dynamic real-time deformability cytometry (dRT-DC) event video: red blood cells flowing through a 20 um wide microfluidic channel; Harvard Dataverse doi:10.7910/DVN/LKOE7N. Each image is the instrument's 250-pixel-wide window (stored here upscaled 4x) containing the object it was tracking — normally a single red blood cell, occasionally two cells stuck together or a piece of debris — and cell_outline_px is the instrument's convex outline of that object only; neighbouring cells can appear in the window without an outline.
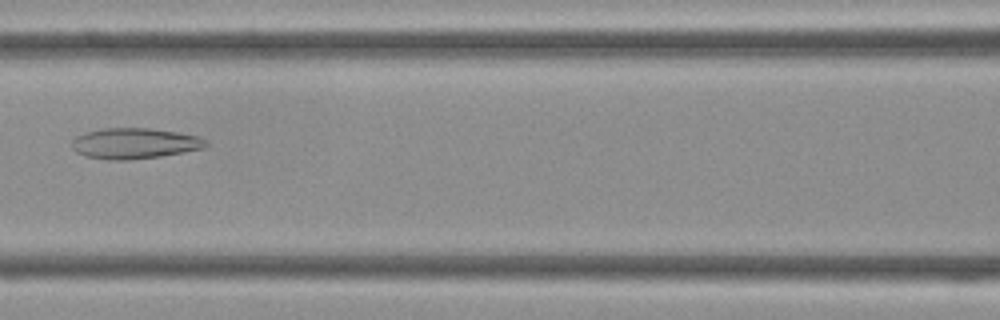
{"species": "Egyptian fruit bat (a non-hibernating species)", "species_latin": "Rousettus aegyptiacus", "temperature_condition": "cold", "stored_images_in_passage": 38, "camera_frame_rate_fps": 3000, "um_per_image_px": 0.085, "frame": {"image": 1, "passage_image": 14, "time_ms": 4.333, "image_size_px": [1000, 320], "cell_outline_px": [[208, 144], [204, 148], [160, 156], [128, 160], [104, 160], [84, 156], [76, 152], [72, 148], [72, 140], [76, 136], [88, 132], [104, 128], [152, 128], [200, 136]], "centroid_in_image_um": [11.41, 12.19], "position_along_channel_um": 155.2, "area_um2": 23.99}}
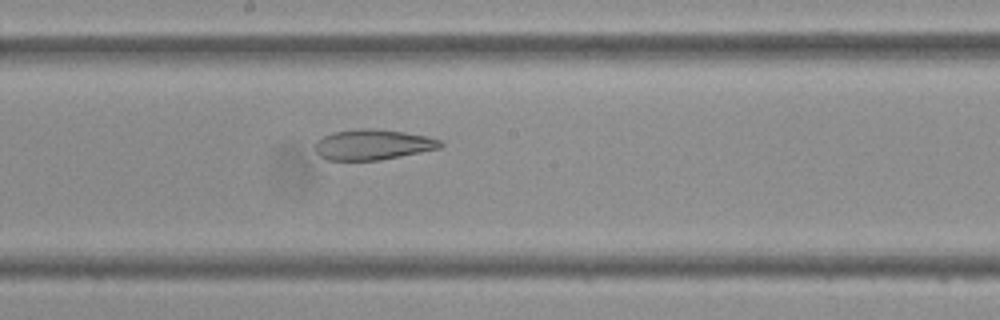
{"frame": {"image": 2, "passage_image": 18, "time_ms": 5.667, "image_size_px": [1000, 320], "cell_outline_px": [[444, 144], [440, 148], [380, 160], [328, 160], [320, 156], [316, 152], [316, 140], [332, 132], [356, 128], [372, 128], [404, 132], [428, 136], [440, 140]], "centroid_in_image_um": [31.68, 12.28], "position_along_channel_um": 216.5, "area_um2": 22.25}}
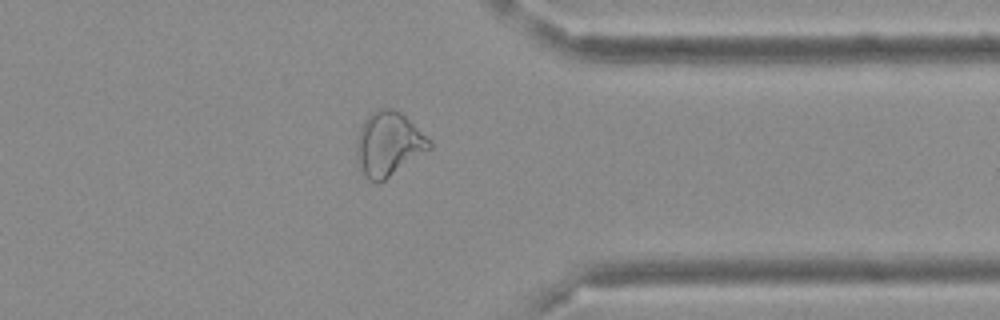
{"frame": {"image": 3, "passage_image": 29, "time_ms": 9.333, "image_size_px": [1000, 320], "cell_outline_px": [[432, 148], [384, 180], [376, 184], [368, 180], [360, 168], [356, 160], [356, 140], [360, 128], [364, 120], [372, 112], [380, 108], [392, 108], [400, 112], [432, 144]], "centroid_in_image_um": [32.97, 12.26], "position_along_channel_um": 378.4, "area_um2": 26.88}}